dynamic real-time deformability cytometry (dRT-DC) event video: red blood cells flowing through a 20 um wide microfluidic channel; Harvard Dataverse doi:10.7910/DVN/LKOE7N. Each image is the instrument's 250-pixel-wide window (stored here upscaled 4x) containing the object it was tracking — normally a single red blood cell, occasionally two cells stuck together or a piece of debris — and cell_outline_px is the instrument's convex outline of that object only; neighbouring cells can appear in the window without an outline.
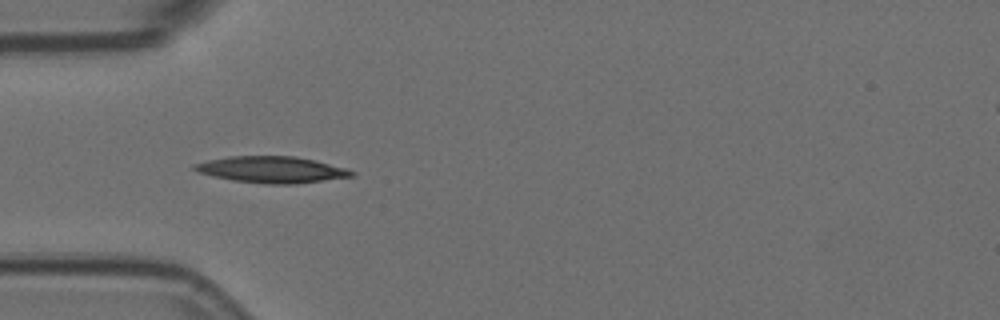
{"species": "Egyptian fruit bat (a non-hibernating species)", "species_latin": "Rousettus aegyptiacus", "temperature_condition": "room temperature", "stored_images_in_passage": 4, "camera_frame_rate_fps": 3000, "um_per_image_px": 0.085, "animal": {"sex": "female"}, "frame": {"image": 1, "passage_image": 3, "time_ms": 0.667, "image_size_px": [1000, 320], "cell_outline_px": [[356, 176], [296, 184], [264, 184], [232, 180], [212, 176], [196, 172], [192, 168], [192, 164], [208, 160], [228, 156], [296, 156], [348, 168], [356, 172]], "centroid_in_image_um": [23.1, 14.42], "position_along_channel_um": 61.9, "area_um2": 24.51}}
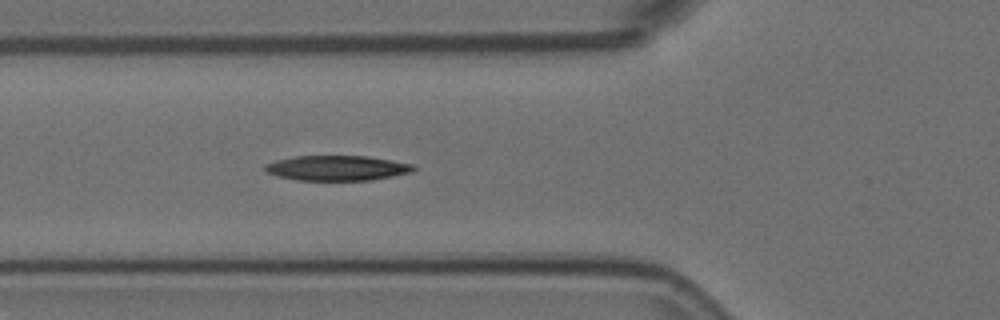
{"frame": {"image": 2, "passage_image": 4, "time_ms": 1.0, "image_size_px": [1000, 320], "cell_outline_px": [[416, 168], [412, 172], [372, 180], [296, 180], [276, 176], [264, 172], [264, 164], [276, 160], [296, 156], [368, 156], [412, 164]], "centroid_in_image_um": [28.6, 14.28], "position_along_channel_um": 97.2, "area_um2": 21.73}}